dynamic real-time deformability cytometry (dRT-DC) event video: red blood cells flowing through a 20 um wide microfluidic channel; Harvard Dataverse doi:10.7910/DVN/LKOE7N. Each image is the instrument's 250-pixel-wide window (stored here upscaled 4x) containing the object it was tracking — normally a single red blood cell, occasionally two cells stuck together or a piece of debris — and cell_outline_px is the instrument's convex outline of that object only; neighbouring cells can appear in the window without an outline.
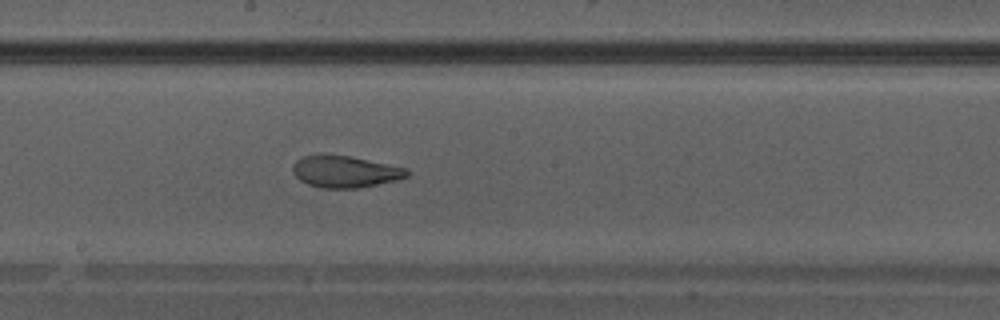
{"species": "Egyptian fruit bat (a non-hibernating species)", "species_latin": "Rousettus aegyptiacus", "temperature_condition": "warm", "stored_images_in_passage": 31, "camera_frame_rate_fps": 3000, "um_per_image_px": 0.085, "animal": {"sex": "male"}, "frame": {"image": 1, "passage_image": 14, "time_ms": 4.333, "image_size_px": [1000, 320], "cell_outline_px": [[408, 176], [396, 180], [356, 188], [320, 188], [308, 184], [300, 180], [296, 176], [292, 168], [292, 164], [296, 160], [304, 156], [348, 156], [408, 168]], "centroid_in_image_um": [29.33, 14.61], "position_along_channel_um": 218.9, "area_um2": 20.63}}